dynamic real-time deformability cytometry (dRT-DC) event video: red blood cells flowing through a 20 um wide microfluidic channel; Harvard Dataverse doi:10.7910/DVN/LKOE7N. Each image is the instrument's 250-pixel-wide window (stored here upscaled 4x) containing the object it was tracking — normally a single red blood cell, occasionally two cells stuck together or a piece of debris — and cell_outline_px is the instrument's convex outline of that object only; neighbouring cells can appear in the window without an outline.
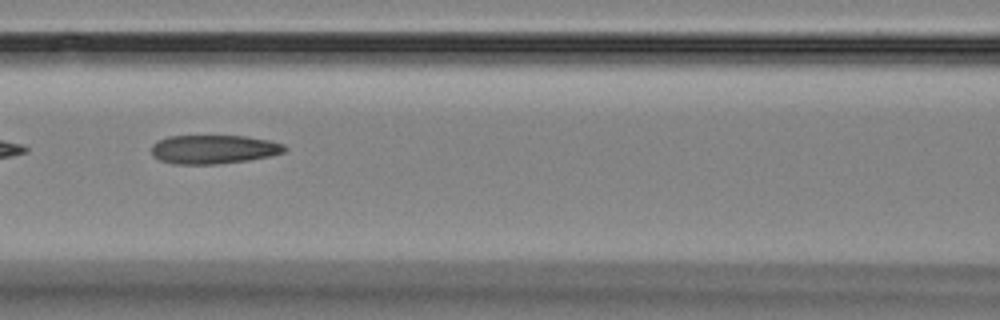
{"species": "Egyptian fruit bat (a non-hibernating species)", "species_latin": "Rousettus aegyptiacus", "temperature_condition": "room temperature", "stored_images_in_passage": 12, "camera_frame_rate_fps": 3000, "um_per_image_px": 0.085, "animal": {"sex": "female"}, "frame": {"image": 1, "passage_image": 4, "time_ms": 3.333, "image_size_px": [1000, 320], "cell_outline_px": [[288, 148], [284, 152], [268, 156], [248, 160], [216, 164], [172, 164], [160, 160], [152, 156], [152, 144], [168, 136], [244, 136], [272, 140], [284, 144]], "centroid_in_image_um": [18.17, 12.69], "position_along_channel_um": 148.4, "area_um2": 22.43}}
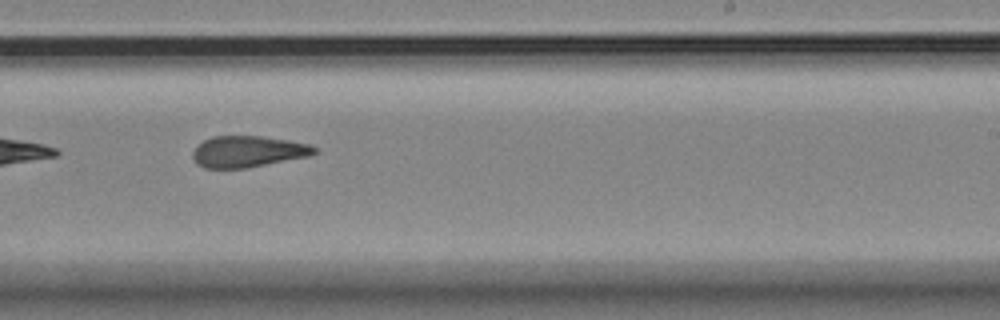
{"frame": {"image": 2, "passage_image": 7, "time_ms": 6.667, "image_size_px": [1000, 320], "cell_outline_px": [[316, 152], [308, 156], [248, 168], [204, 168], [196, 164], [192, 160], [192, 152], [204, 140], [212, 136], [260, 136], [288, 140], [312, 144], [316, 148]], "centroid_in_image_um": [21.05, 12.88], "position_along_channel_um": 267.9, "area_um2": 22.25}}
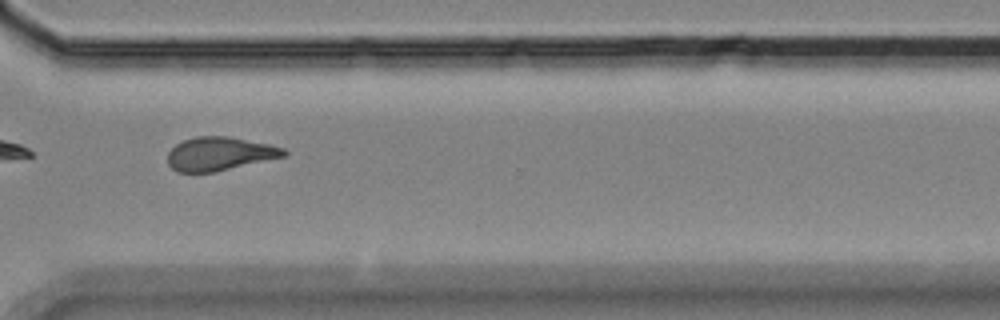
{"frame": {"image": 3, "passage_image": 9, "time_ms": 9.0, "image_size_px": [1000, 320], "cell_outline_px": [[288, 152], [284, 156], [212, 172], [176, 172], [168, 164], [168, 152], [176, 144], [184, 140], [196, 136], [228, 136], [268, 144], [284, 148]], "centroid_in_image_um": [18.63, 13.06], "position_along_channel_um": 352.0, "area_um2": 22.37}}